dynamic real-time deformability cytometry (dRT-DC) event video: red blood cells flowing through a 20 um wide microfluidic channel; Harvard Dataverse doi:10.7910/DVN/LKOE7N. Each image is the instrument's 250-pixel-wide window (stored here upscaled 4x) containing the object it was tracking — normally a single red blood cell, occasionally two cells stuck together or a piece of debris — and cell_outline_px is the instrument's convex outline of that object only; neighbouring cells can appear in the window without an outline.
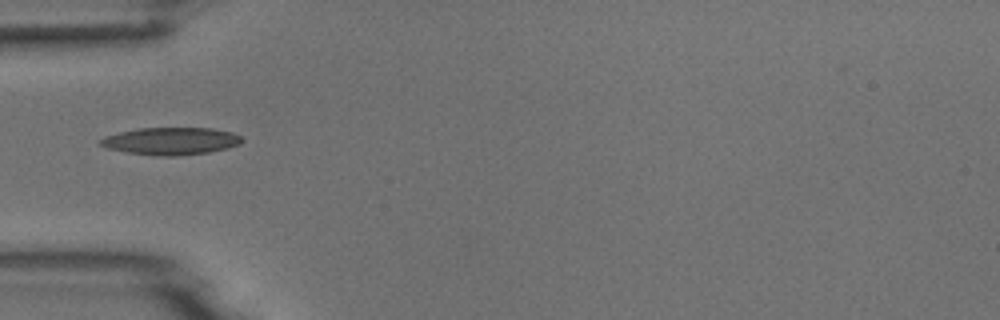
{"species": "common noctule bat (a hibernating species)", "species_latin": "Nyctalus noctula", "temperature_condition": "room temperature", "stored_images_in_passage": 37, "camera_frame_rate_fps": 3000, "um_per_image_px": 0.085, "animal": {"sex": "male", "body_mass_g": 18.8}, "frame": {"image": 1, "passage_image": 1, "time_ms": 0.0, "image_size_px": [1000, 320], "cell_outline_px": [[244, 140], [240, 144], [228, 148], [208, 152], [176, 156], [160, 156], [128, 152], [108, 148], [100, 144], [100, 140], [104, 136], [120, 132], [140, 128], [212, 128], [232, 132], [240, 136]], "centroid_in_image_um": [14.56, 11.98], "position_along_channel_um": 70.4, "area_um2": 22.43}}
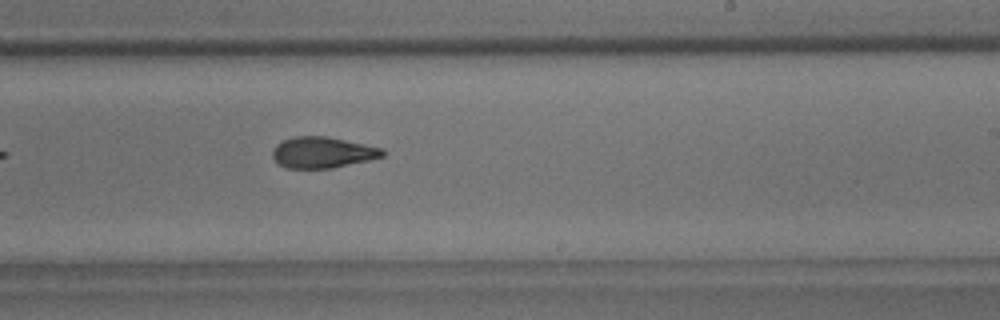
{"frame": {"image": 2, "passage_image": 16, "time_ms": 5.0, "image_size_px": [1000, 320], "cell_outline_px": [[384, 156], [368, 160], [332, 168], [284, 168], [272, 156], [272, 152], [276, 144], [292, 136], [328, 136], [384, 148]], "centroid_in_image_um": [27.42, 12.95], "position_along_channel_um": 261.6, "area_um2": 19.94}}